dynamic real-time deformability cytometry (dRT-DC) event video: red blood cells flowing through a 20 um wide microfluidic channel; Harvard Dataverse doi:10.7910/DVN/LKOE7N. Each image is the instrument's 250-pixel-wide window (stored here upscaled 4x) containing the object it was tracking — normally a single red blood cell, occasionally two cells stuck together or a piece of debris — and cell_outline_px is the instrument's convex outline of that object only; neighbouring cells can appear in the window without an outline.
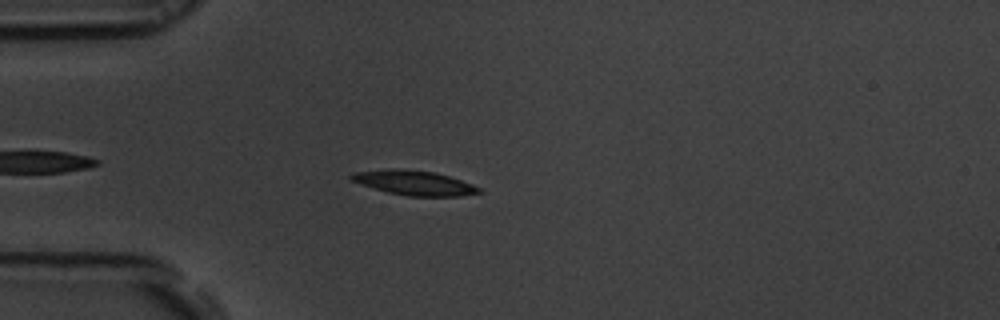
{"species": "common noctule bat (a hibernating species)", "species_latin": "Nyctalus noctula", "temperature_condition": "room temperature", "stored_images_in_passage": 43, "camera_frame_rate_fps": 3000, "um_per_image_px": 0.085, "animal": {"sex": "male", "body_mass_g": 19.5, "forearm_length_mm": 54.6}, "frame": {"image": 1, "passage_image": 6, "time_ms": 1.667, "image_size_px": [1000, 320], "cell_outline_px": [[484, 192], [460, 196], [408, 196], [388, 192], [360, 184], [348, 180], [348, 176], [352, 172], [388, 168], [396, 168], [432, 172], [448, 176], [472, 184], [480, 188]], "centroid_in_image_um": [35.14, 15.53], "position_along_channel_um": 49.9, "area_um2": 18.38}}
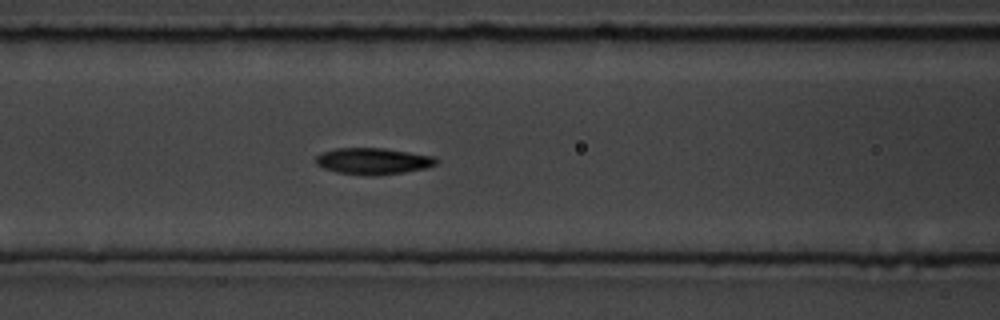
{"frame": {"image": 2, "passage_image": 14, "time_ms": 4.333, "image_size_px": [1000, 320], "cell_outline_px": [[440, 160], [436, 164], [424, 168], [404, 172], [376, 176], [364, 176], [336, 172], [324, 168], [316, 164], [316, 156], [320, 152], [336, 148], [384, 148], [432, 156]], "centroid_in_image_um": [31.67, 13.7], "position_along_channel_um": 134.9, "area_um2": 18.67}}
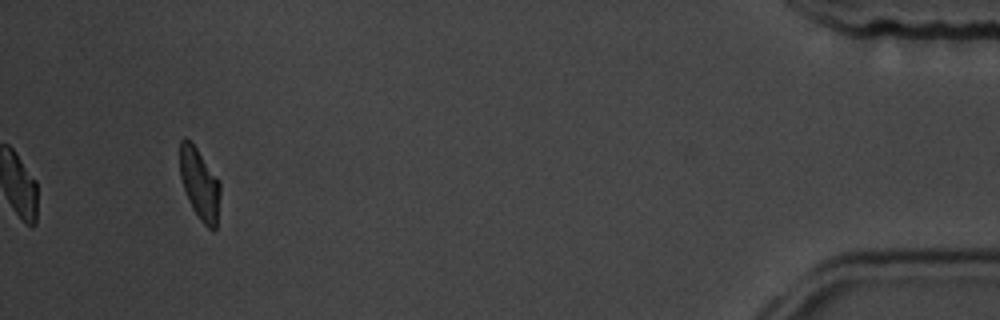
{"frame": {"image": 3, "passage_image": 43, "time_ms": 14.0, "image_size_px": [1000, 320], "cell_outline_px": [[220, 196], [216, 228], [212, 232], [200, 220], [192, 208], [188, 200], [180, 176], [180, 140], [184, 136], [196, 148], [220, 180]], "centroid_in_image_um": [16.98, 15.66], "position_along_channel_um": 418.2, "area_um2": 16.76}, "authors_computed_cell_mechanics": {"area_um2": 18.1492, "velocity_mm_per_s": 3.6871, "shape_relaxation_time_tau1_ms": 3.3871, "shape_relaxation_time_tau2_ms": 2.0502, "deformation_change_tau1": 0.1629, "deformation_change_tau2": 0.082}}